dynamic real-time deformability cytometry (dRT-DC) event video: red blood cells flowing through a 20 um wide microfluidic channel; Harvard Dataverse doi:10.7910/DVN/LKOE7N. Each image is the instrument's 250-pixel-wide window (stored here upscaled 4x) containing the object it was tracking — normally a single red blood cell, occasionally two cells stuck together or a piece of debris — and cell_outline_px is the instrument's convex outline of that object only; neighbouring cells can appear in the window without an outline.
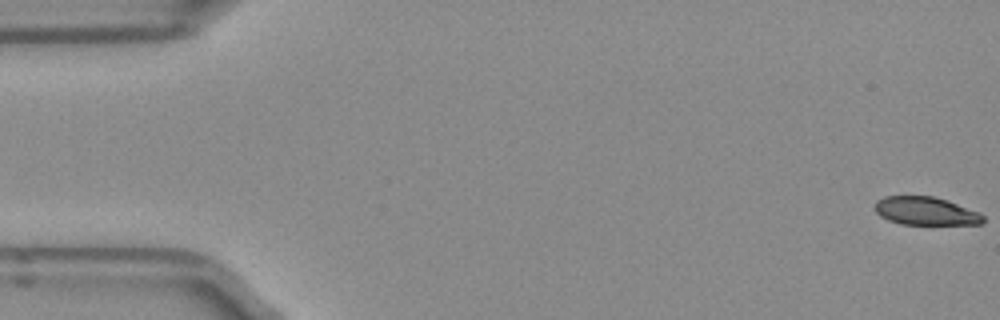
{"species": "Egyptian fruit bat (a non-hibernating species)", "species_latin": "Rousettus aegyptiacus", "temperature_condition": "room temperature", "stored_images_in_passage": 52, "camera_frame_rate_fps": 3000, "um_per_image_px": 0.085, "frame": {"image": 1, "passage_image": 1, "time_ms": 0.0, "image_size_px": [1000, 320], "cell_outline_px": [[984, 224], [900, 224], [888, 220], [880, 216], [872, 208], [876, 200], [884, 196], [932, 196], [948, 200], [980, 212], [984, 216]], "centroid_in_image_um": [78.66, 17.93], "position_along_channel_um": 6.3, "area_um2": 18.03}}
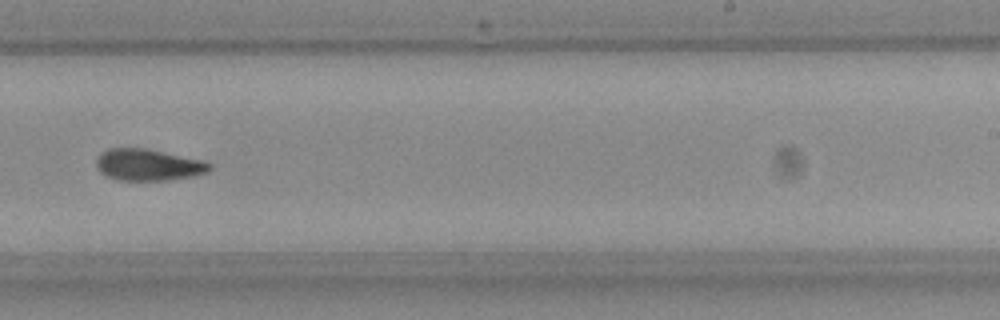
{"frame": {"image": 2, "passage_image": 32, "time_ms": 10.333, "image_size_px": [1000, 320], "cell_outline_px": [[212, 168], [208, 172], [192, 176], [164, 180], [116, 180], [104, 176], [96, 168], [96, 160], [108, 148], [144, 148], [204, 160], [212, 164]], "centroid_in_image_um": [12.6, 14.02], "position_along_channel_um": 276.4, "area_um2": 20.87}}
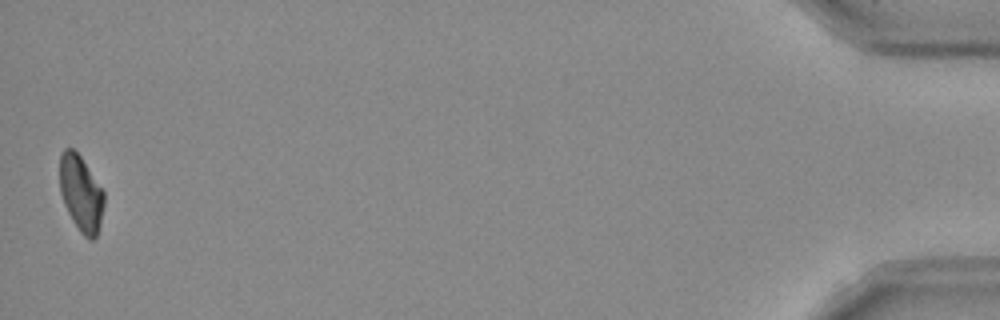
{"frame": {"image": 3, "passage_image": 51, "time_ms": 16.667, "image_size_px": [1000, 320], "cell_outline_px": [[104, 204], [100, 224], [96, 236], [92, 240], [88, 240], [80, 232], [72, 220], [64, 204], [60, 192], [60, 152], [64, 148], [72, 148], [80, 156], [104, 192]], "centroid_in_image_um": [6.87, 16.45], "position_along_channel_um": 428.3, "area_um2": 19.48}}